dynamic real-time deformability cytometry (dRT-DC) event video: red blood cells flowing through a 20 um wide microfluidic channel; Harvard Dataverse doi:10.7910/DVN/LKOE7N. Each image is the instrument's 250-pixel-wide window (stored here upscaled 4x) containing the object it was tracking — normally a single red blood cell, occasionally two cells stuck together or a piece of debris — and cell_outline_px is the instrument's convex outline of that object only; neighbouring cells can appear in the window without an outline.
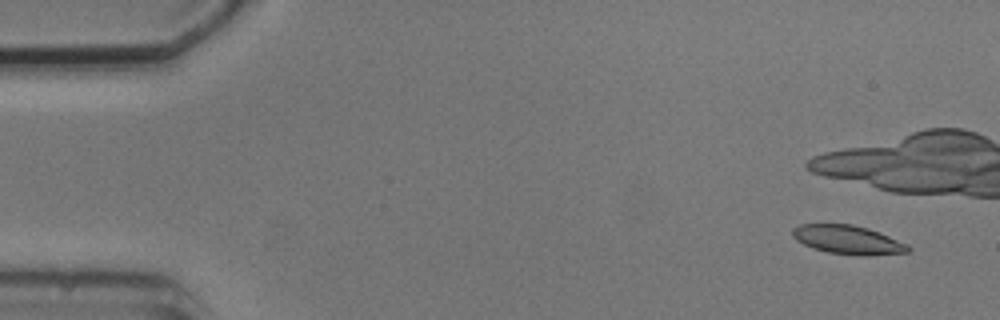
{"species": "common noctule bat (a hibernating species)", "species_latin": "Nyctalus noctula", "temperature_condition": "cold", "stored_images_in_passage": 5, "camera_frame_rate_fps": 3000, "um_per_image_px": 0.085, "animal": {"sex": "male", "body_mass_g": 20.5, "forearm_length_mm": 52.5}, "frame": {"image": 1, "passage_image": 2, "time_ms": 1.0, "image_size_px": [1000, 320], "cell_outline_px": [[912, 248], [908, 252], [868, 256], [860, 256], [828, 252], [812, 248], [796, 240], [792, 236], [792, 228], [800, 224], [852, 224], [868, 228], [880, 232], [908, 244]], "centroid_in_image_um": [72.09, 20.38], "position_along_channel_um": 12.9, "area_um2": 19.59}}